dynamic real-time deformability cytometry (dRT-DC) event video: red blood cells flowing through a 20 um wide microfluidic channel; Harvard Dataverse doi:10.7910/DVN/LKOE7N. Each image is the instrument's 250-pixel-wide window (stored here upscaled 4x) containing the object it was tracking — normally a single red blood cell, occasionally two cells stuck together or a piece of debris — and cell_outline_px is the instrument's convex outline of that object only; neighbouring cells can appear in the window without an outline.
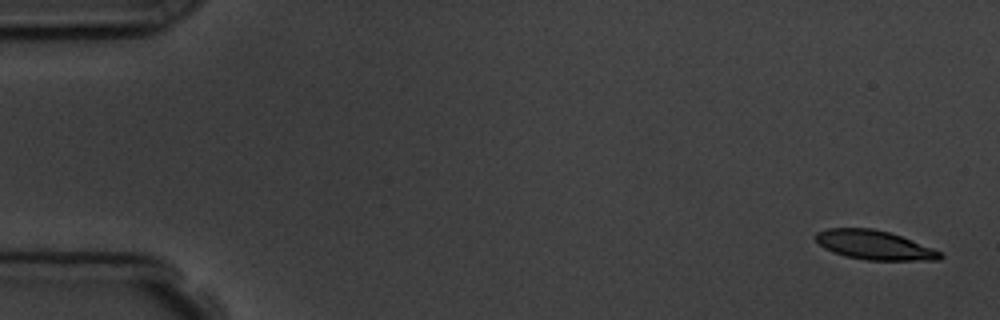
{"species": "common noctule bat (a hibernating species)", "species_latin": "Nyctalus noctula", "temperature_condition": "room temperature", "stored_images_in_passage": 5, "camera_frame_rate_fps": 3000, "um_per_image_px": 0.085, "animal": {"sex": "male", "body_mass_g": 19.5, "forearm_length_mm": 54.6}, "frame": {"image": 1, "passage_image": 1, "time_ms": 0.0, "image_size_px": [1000, 320], "cell_outline_px": [[944, 256], [940, 260], [868, 260], [848, 256], [832, 252], [824, 248], [816, 240], [816, 232], [828, 228], [872, 228], [888, 232], [900, 236], [932, 248], [940, 252]], "centroid_in_image_um": [74.3, 20.83], "position_along_channel_um": 10.7, "area_um2": 20.87}}
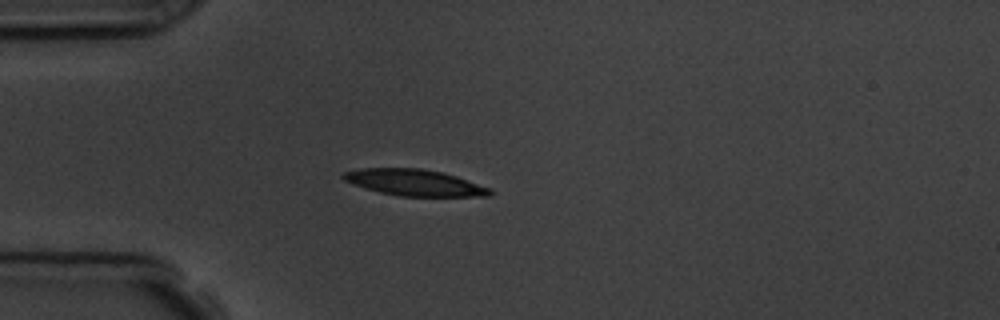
{"frame": {"image": 2, "passage_image": 5, "time_ms": 4.333, "image_size_px": [1000, 320], "cell_outline_px": [[492, 192], [488, 196], [400, 196], [380, 192], [364, 188], [344, 180], [340, 176], [344, 172], [360, 168], [420, 168], [444, 172], [492, 188]], "centroid_in_image_um": [35.23, 15.51], "position_along_channel_um": 49.8, "area_um2": 22.54}}